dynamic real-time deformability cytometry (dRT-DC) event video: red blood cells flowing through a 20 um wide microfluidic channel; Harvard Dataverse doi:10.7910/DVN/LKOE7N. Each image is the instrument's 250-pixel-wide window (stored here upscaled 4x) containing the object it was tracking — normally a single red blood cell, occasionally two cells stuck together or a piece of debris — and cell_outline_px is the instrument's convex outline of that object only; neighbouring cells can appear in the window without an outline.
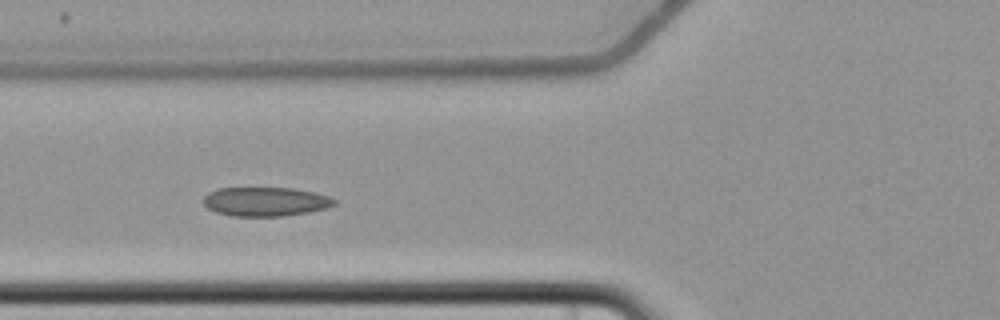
{"species": "common noctule bat (a hibernating species)", "species_latin": "Nyctalus noctula", "temperature_condition": "cold", "stored_images_in_passage": 5, "camera_frame_rate_fps": 3000, "um_per_image_px": 0.085, "animal": {"sex": "female", "body_mass_g": 22.7, "forearm_length_mm": 54.2}, "frame": {"image": 1, "passage_image": 4, "time_ms": 3.667, "image_size_px": [1000, 320], "cell_outline_px": [[336, 204], [328, 208], [308, 212], [280, 216], [232, 216], [216, 212], [208, 208], [204, 204], [204, 196], [208, 192], [220, 188], [292, 188], [312, 192], [328, 196], [336, 200]], "centroid_in_image_um": [22.56, 17.14], "position_along_channel_um": 103.2, "area_um2": 22.08}}
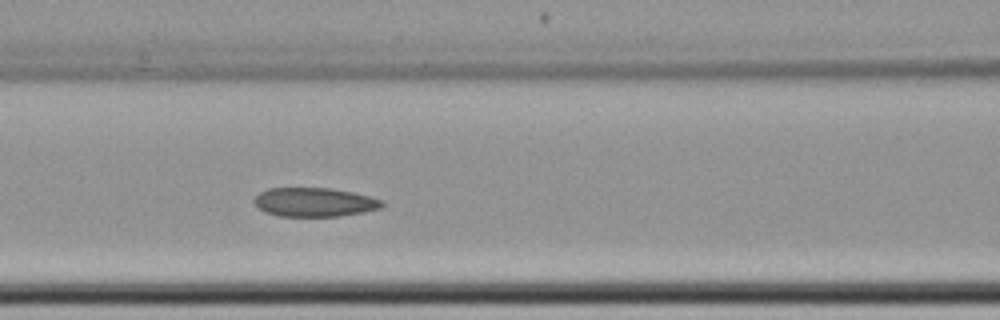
{"frame": {"image": 2, "passage_image": 5, "time_ms": 4.667, "image_size_px": [1000, 320], "cell_outline_px": [[384, 204], [380, 208], [340, 216], [280, 216], [264, 212], [252, 200], [260, 192], [268, 188], [332, 188], [352, 192], [384, 200]], "centroid_in_image_um": [26.71, 17.18], "position_along_channel_um": 139.9, "area_um2": 21.44}}